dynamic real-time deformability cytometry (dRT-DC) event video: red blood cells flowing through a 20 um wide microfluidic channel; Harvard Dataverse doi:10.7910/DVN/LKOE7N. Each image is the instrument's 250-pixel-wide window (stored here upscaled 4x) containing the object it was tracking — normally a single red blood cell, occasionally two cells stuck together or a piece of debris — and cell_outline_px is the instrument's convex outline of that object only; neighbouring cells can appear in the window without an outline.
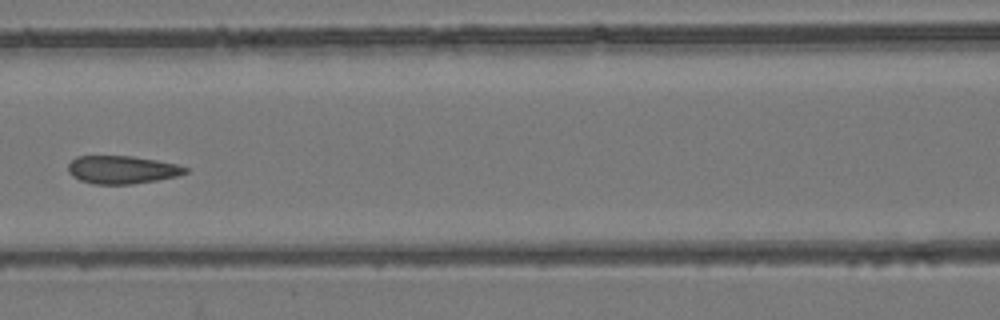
{"species": "common noctule bat (a hibernating species)", "species_latin": "Nyctalus noctula", "temperature_condition": "room temperature", "stored_images_in_passage": 8, "camera_frame_rate_fps": 3000, "um_per_image_px": 0.085, "animal": {"sex": "female", "body_mass_g": 24.6, "forearm_length_mm": 56.2}, "frame": {"image": 1, "passage_image": 8, "time_ms": 8.0, "image_size_px": [1000, 320], "cell_outline_px": [[188, 172], [176, 176], [156, 180], [132, 184], [92, 184], [80, 180], [72, 176], [68, 172], [68, 164], [76, 156], [132, 156], [156, 160], [176, 164], [188, 168]], "centroid_in_image_um": [10.34, 14.42], "position_along_channel_um": 156.3, "area_um2": 19.07}}